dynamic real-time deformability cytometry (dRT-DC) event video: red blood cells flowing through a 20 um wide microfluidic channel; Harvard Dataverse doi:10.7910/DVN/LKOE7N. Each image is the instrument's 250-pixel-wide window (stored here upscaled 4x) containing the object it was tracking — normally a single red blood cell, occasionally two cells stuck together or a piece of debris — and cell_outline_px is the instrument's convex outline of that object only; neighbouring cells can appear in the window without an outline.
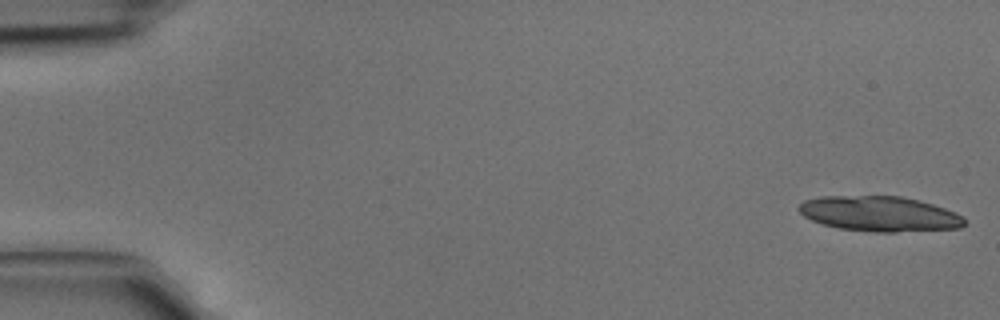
{"species": "common noctule bat (a hibernating species)", "species_latin": "Nyctalus noctula", "temperature_condition": "cold", "stored_images_in_passage": 5, "camera_frame_rate_fps": 3000, "um_per_image_px": 0.085, "animal": {"sex": "male", "body_mass_g": 15.6}, "frame": {"image": 1, "passage_image": 1, "time_ms": 0.0, "image_size_px": [1000, 320], "cell_outline_px": [[964, 224], [960, 228], [896, 232], [876, 232], [840, 228], [820, 224], [804, 216], [796, 208], [804, 200], [820, 196], [900, 196], [920, 200], [956, 212], [964, 216]], "centroid_in_image_um": [74.75, 18.17], "position_along_channel_um": 10.3, "area_um2": 34.04}}
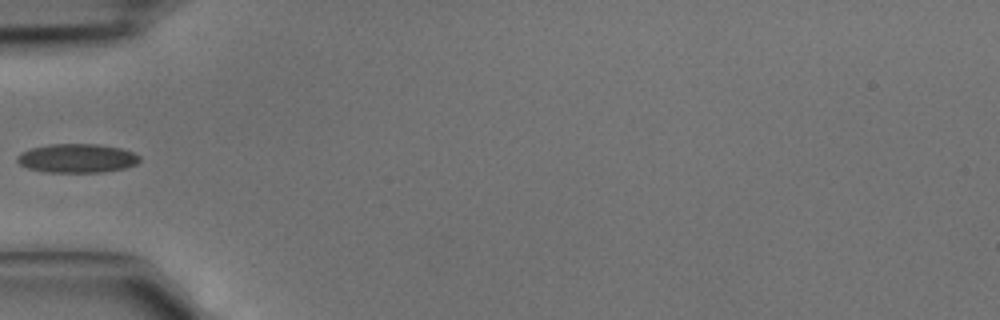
{"frame": {"image": 2, "passage_image": 5, "time_ms": 1.333, "image_size_px": [1000, 320], "cell_outline_px": [[140, 160], [136, 164], [124, 168], [100, 172], [44, 172], [28, 168], [20, 164], [16, 160], [16, 156], [32, 148], [48, 144], [96, 144], [120, 148], [132, 152], [140, 156]], "centroid_in_image_um": [6.54, 13.45], "position_along_channel_um": 78.5, "area_um2": 20.46}}